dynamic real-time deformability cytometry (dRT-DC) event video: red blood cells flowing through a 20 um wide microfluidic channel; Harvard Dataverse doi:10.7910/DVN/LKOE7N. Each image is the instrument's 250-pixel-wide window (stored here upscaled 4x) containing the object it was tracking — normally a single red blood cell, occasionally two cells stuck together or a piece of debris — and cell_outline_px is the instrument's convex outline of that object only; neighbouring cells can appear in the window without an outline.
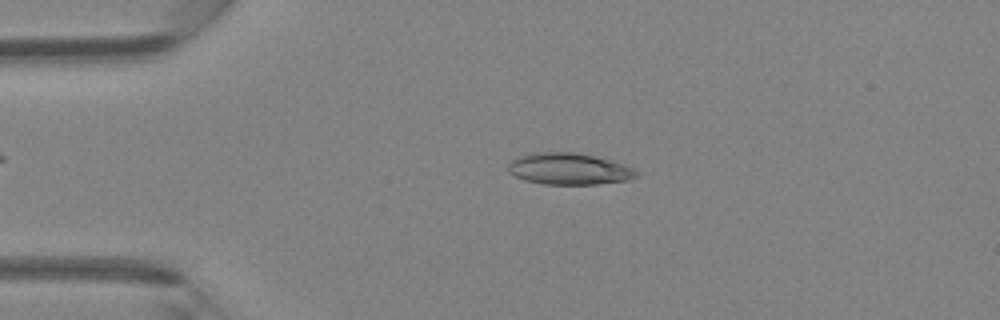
{"species": "Egyptian fruit bat (a non-hibernating species)", "species_latin": "Rousettus aegyptiacus", "temperature_condition": "room temperature", "stored_images_in_passage": 44, "camera_frame_rate_fps": 3000, "um_per_image_px": 0.085, "animal": {"sex": "female"}, "frame": {"image": 1, "passage_image": 9, "time_ms": 2.667, "image_size_px": [1000, 320], "cell_outline_px": [[640, 172], [636, 176], [628, 180], [596, 184], [544, 184], [524, 180], [508, 172], [508, 164], [512, 160], [520, 156], [536, 152], [572, 152], [612, 160], [632, 168]], "centroid_in_image_um": [48.36, 14.36], "position_along_channel_um": 36.6, "area_um2": 23.41}}
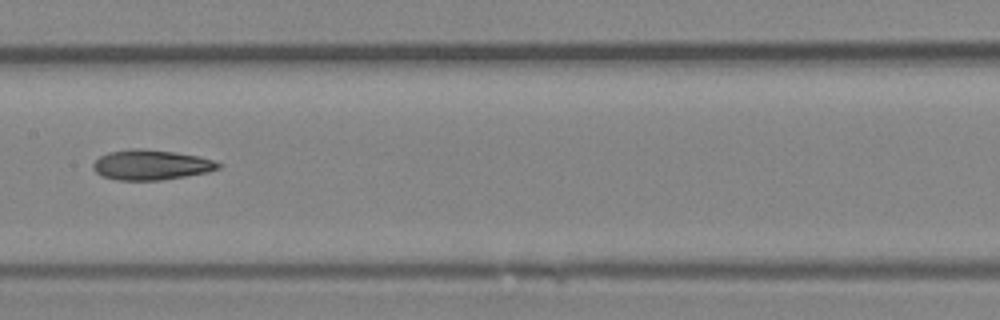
{"frame": {"image": 2, "passage_image": 22, "time_ms": 7.0, "image_size_px": [1000, 320], "cell_outline_px": [[224, 164], [220, 168], [208, 172], [160, 180], [116, 180], [100, 176], [92, 168], [92, 164], [100, 156], [108, 152], [128, 148], [140, 148], [176, 152], [200, 156]], "centroid_in_image_um": [12.83, 14.0], "position_along_channel_um": 194.6, "area_um2": 22.2}}
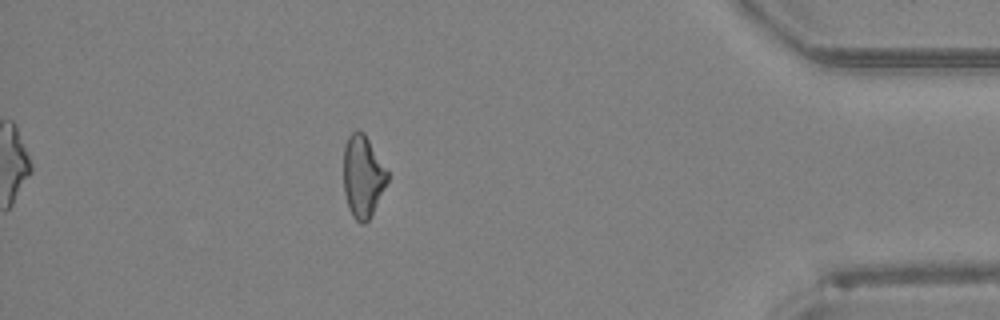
{"frame": {"image": 3, "passage_image": 39, "time_ms": 12.667, "image_size_px": [1000, 320], "cell_outline_px": [[388, 180], [368, 220], [364, 224], [360, 224], [352, 216], [348, 208], [344, 192], [344, 144], [348, 136], [356, 128], [364, 132], [388, 172]], "centroid_in_image_um": [30.81, 14.96], "position_along_channel_um": 404.4, "area_um2": 20.87}}